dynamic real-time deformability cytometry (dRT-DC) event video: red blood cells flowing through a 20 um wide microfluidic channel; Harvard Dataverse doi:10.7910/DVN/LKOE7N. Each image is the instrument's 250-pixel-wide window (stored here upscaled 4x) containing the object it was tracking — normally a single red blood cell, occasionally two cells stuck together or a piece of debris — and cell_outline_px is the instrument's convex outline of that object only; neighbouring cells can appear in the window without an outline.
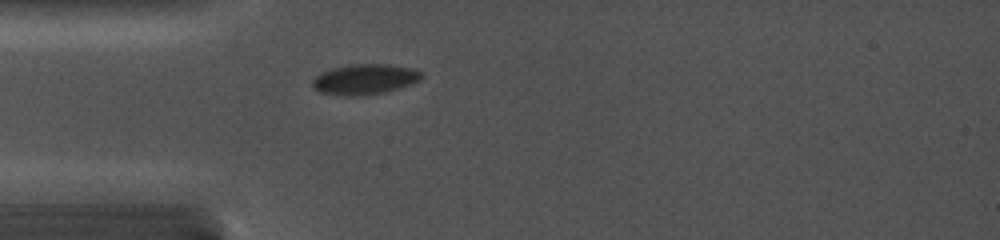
{"species": "common noctule bat (a hibernating species)", "species_latin": "Nyctalus noctula", "temperature_condition": "cold", "stored_images_in_passage": 1, "camera_frame_rate_fps": 5000, "um_per_image_px": 0.085, "animal": {"sex": "female", "body_mass_g": 19.0, "forearm_length_mm": 56.7}, "frame": {"image": 1, "passage_image": 1, "time_ms": 0.0, "image_size_px": [1000, 240], "cell_outline_px": [[424, 76], [420, 80], [412, 84], [400, 88], [384, 92], [360, 96], [344, 96], [320, 92], [312, 88], [312, 80], [320, 72], [332, 68], [348, 64], [388, 64], [412, 68], [424, 72]], "centroid_in_image_um": [31.01, 6.73], "position_along_channel_um": 54.0, "area_um2": 19.65}}